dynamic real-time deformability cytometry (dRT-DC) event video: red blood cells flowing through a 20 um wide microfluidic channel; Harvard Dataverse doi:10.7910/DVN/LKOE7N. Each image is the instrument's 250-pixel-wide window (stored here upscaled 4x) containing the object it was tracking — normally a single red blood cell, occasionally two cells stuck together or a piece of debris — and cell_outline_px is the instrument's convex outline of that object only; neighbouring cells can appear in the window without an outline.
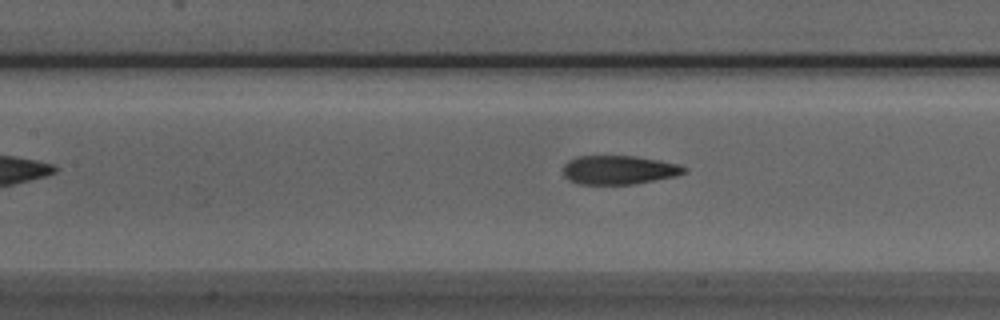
{"species": "Egyptian fruit bat (a non-hibernating species)", "species_latin": "Rousettus aegyptiacus", "temperature_condition": "room temperature", "stored_images_in_passage": 12, "camera_frame_rate_fps": 3000, "um_per_image_px": 0.085, "animal": {"sex": "male"}, "frame": {"image": 1, "passage_image": 9, "time_ms": 2.667, "image_size_px": [1000, 320], "cell_outline_px": [[688, 172], [676, 176], [632, 184], [576, 184], [568, 180], [564, 176], [564, 164], [568, 160], [576, 156], [636, 156], [660, 160], [680, 164], [688, 168]], "centroid_in_image_um": [52.62, 14.44], "position_along_channel_um": 154.8, "area_um2": 20.58}}